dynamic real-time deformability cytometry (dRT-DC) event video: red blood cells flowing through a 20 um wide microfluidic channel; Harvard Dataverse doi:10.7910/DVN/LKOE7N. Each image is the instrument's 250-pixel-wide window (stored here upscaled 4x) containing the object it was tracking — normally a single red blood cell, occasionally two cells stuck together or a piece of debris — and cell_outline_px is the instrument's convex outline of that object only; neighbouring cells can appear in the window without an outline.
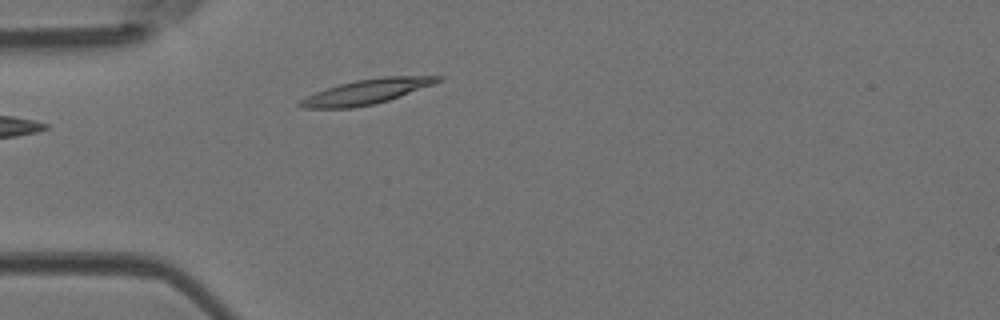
{"species": "Egyptian fruit bat (a non-hibernating species)", "species_latin": "Rousettus aegyptiacus", "temperature_condition": "room temperature", "stored_images_in_passage": 3, "camera_frame_rate_fps": 3000, "um_per_image_px": 0.085, "animal": {"sex": "female"}, "frame": {"image": 1, "passage_image": 3, "time_ms": 3.333, "image_size_px": [1000, 320], "cell_outline_px": [[444, 76], [440, 80], [432, 84], [400, 96], [376, 104], [352, 108], [304, 108], [296, 104], [300, 100], [316, 92], [340, 84], [356, 80], [384, 76]], "centroid_in_image_um": [31.13, 7.8], "position_along_channel_um": 53.9, "area_um2": 19.59}}